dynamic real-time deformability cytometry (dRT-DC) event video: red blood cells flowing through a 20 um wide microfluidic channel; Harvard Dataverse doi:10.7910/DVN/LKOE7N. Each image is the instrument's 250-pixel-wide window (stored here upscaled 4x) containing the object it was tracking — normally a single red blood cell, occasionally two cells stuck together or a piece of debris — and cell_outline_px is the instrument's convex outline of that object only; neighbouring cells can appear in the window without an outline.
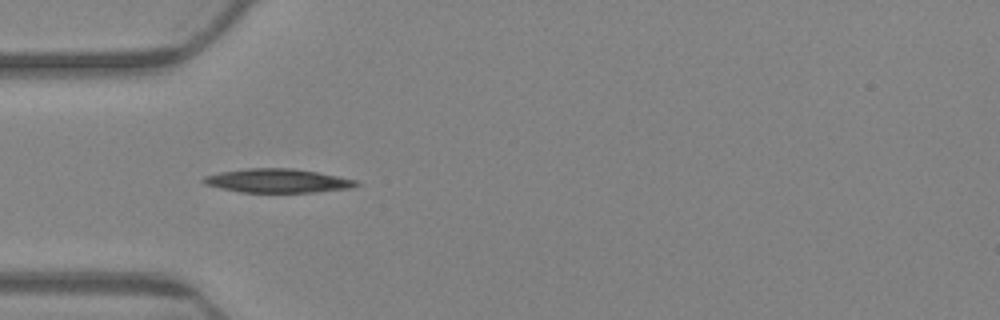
{"species": "Egyptian fruit bat (a non-hibernating species)", "species_latin": "Rousettus aegyptiacus", "temperature_condition": "warm", "stored_images_in_passage": 7, "camera_frame_rate_fps": 3000, "um_per_image_px": 0.085, "animal": {"sex": "female"}, "frame": {"image": 1, "passage_image": 1, "time_ms": 0.0, "image_size_px": [1000, 320], "cell_outline_px": [[360, 184], [352, 188], [316, 192], [240, 192], [220, 188], [204, 184], [200, 180], [204, 176], [220, 172], [248, 168], [292, 168], [316, 172], [356, 180]], "centroid_in_image_um": [23.56, 15.36], "position_along_channel_um": 61.4, "area_um2": 21.15}}
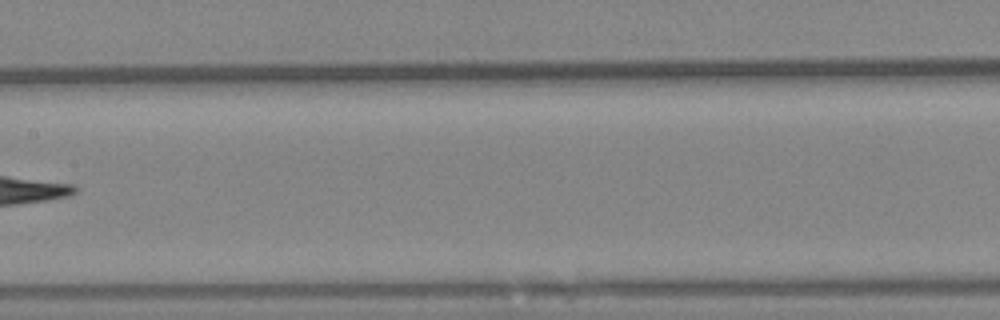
{"frame": {"image": 2, "passage_image": 6, "time_ms": 1.667, "image_size_px": [1000, 320], "cell_outline_px": [[204, 220], [176, 228], [92, 228], [88, 220], [100, 212], [192, 212]], "centroid_in_image_um": [12.17, 18.69], "position_along_channel_um": 195.2, "area_um2": 11.79}}